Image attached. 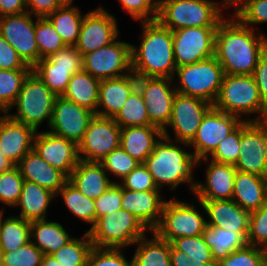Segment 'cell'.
<instances>
[{
	"label": "cell",
	"mask_w": 267,
	"mask_h": 266,
	"mask_svg": "<svg viewBox=\"0 0 267 266\" xmlns=\"http://www.w3.org/2000/svg\"><path fill=\"white\" fill-rule=\"evenodd\" d=\"M224 18L216 29L214 56L227 75H253L260 55L266 50L267 37L254 33L234 15Z\"/></svg>",
	"instance_id": "obj_1"
},
{
	"label": "cell",
	"mask_w": 267,
	"mask_h": 266,
	"mask_svg": "<svg viewBox=\"0 0 267 266\" xmlns=\"http://www.w3.org/2000/svg\"><path fill=\"white\" fill-rule=\"evenodd\" d=\"M142 41L131 47L132 72L141 77L172 78L176 71L173 34L157 20L142 22Z\"/></svg>",
	"instance_id": "obj_2"
},
{
	"label": "cell",
	"mask_w": 267,
	"mask_h": 266,
	"mask_svg": "<svg viewBox=\"0 0 267 266\" xmlns=\"http://www.w3.org/2000/svg\"><path fill=\"white\" fill-rule=\"evenodd\" d=\"M174 143L168 131L163 132V136L143 164L152 175L158 189L169 185L173 190L179 184L187 182L190 184L189 189L194 192L198 182L193 179L192 169L198 165V159L193 153L186 152Z\"/></svg>",
	"instance_id": "obj_3"
},
{
	"label": "cell",
	"mask_w": 267,
	"mask_h": 266,
	"mask_svg": "<svg viewBox=\"0 0 267 266\" xmlns=\"http://www.w3.org/2000/svg\"><path fill=\"white\" fill-rule=\"evenodd\" d=\"M221 9H225L224 1L219 5L213 0H160L156 20L171 31L218 27L224 19Z\"/></svg>",
	"instance_id": "obj_4"
},
{
	"label": "cell",
	"mask_w": 267,
	"mask_h": 266,
	"mask_svg": "<svg viewBox=\"0 0 267 266\" xmlns=\"http://www.w3.org/2000/svg\"><path fill=\"white\" fill-rule=\"evenodd\" d=\"M213 106L240 119L241 115L259 114V117L247 121L267 119V108L262 102L253 75L224 74L218 98Z\"/></svg>",
	"instance_id": "obj_5"
},
{
	"label": "cell",
	"mask_w": 267,
	"mask_h": 266,
	"mask_svg": "<svg viewBox=\"0 0 267 266\" xmlns=\"http://www.w3.org/2000/svg\"><path fill=\"white\" fill-rule=\"evenodd\" d=\"M148 230L130 212L123 209L101 216L88 230L92 244L99 248H124L146 236Z\"/></svg>",
	"instance_id": "obj_6"
},
{
	"label": "cell",
	"mask_w": 267,
	"mask_h": 266,
	"mask_svg": "<svg viewBox=\"0 0 267 266\" xmlns=\"http://www.w3.org/2000/svg\"><path fill=\"white\" fill-rule=\"evenodd\" d=\"M177 93L196 97L214 105L218 98L224 71L215 56L176 68Z\"/></svg>",
	"instance_id": "obj_7"
},
{
	"label": "cell",
	"mask_w": 267,
	"mask_h": 266,
	"mask_svg": "<svg viewBox=\"0 0 267 266\" xmlns=\"http://www.w3.org/2000/svg\"><path fill=\"white\" fill-rule=\"evenodd\" d=\"M56 95L32 71L23 83L14 105L17 114H9L16 121L33 127L36 131L44 120L50 124Z\"/></svg>",
	"instance_id": "obj_8"
},
{
	"label": "cell",
	"mask_w": 267,
	"mask_h": 266,
	"mask_svg": "<svg viewBox=\"0 0 267 266\" xmlns=\"http://www.w3.org/2000/svg\"><path fill=\"white\" fill-rule=\"evenodd\" d=\"M193 204L178 200H166L162 209L159 224L150 233L171 242L179 237L201 235L207 226L205 218Z\"/></svg>",
	"instance_id": "obj_9"
},
{
	"label": "cell",
	"mask_w": 267,
	"mask_h": 266,
	"mask_svg": "<svg viewBox=\"0 0 267 266\" xmlns=\"http://www.w3.org/2000/svg\"><path fill=\"white\" fill-rule=\"evenodd\" d=\"M236 170L263 176L267 174V120L241 123Z\"/></svg>",
	"instance_id": "obj_10"
},
{
	"label": "cell",
	"mask_w": 267,
	"mask_h": 266,
	"mask_svg": "<svg viewBox=\"0 0 267 266\" xmlns=\"http://www.w3.org/2000/svg\"><path fill=\"white\" fill-rule=\"evenodd\" d=\"M131 47L130 43L115 40L85 54L83 69L99 80L119 78L132 73Z\"/></svg>",
	"instance_id": "obj_11"
},
{
	"label": "cell",
	"mask_w": 267,
	"mask_h": 266,
	"mask_svg": "<svg viewBox=\"0 0 267 266\" xmlns=\"http://www.w3.org/2000/svg\"><path fill=\"white\" fill-rule=\"evenodd\" d=\"M120 139L121 127L114 118L94 115L78 144L79 159L100 162L112 150L120 147Z\"/></svg>",
	"instance_id": "obj_12"
},
{
	"label": "cell",
	"mask_w": 267,
	"mask_h": 266,
	"mask_svg": "<svg viewBox=\"0 0 267 266\" xmlns=\"http://www.w3.org/2000/svg\"><path fill=\"white\" fill-rule=\"evenodd\" d=\"M244 120L225 113L212 106L203 116L201 124L193 140L188 144L193 146L192 152L198 160L208 158L221 140L234 131Z\"/></svg>",
	"instance_id": "obj_13"
},
{
	"label": "cell",
	"mask_w": 267,
	"mask_h": 266,
	"mask_svg": "<svg viewBox=\"0 0 267 266\" xmlns=\"http://www.w3.org/2000/svg\"><path fill=\"white\" fill-rule=\"evenodd\" d=\"M217 27H189L172 31L177 67L214 56Z\"/></svg>",
	"instance_id": "obj_14"
},
{
	"label": "cell",
	"mask_w": 267,
	"mask_h": 266,
	"mask_svg": "<svg viewBox=\"0 0 267 266\" xmlns=\"http://www.w3.org/2000/svg\"><path fill=\"white\" fill-rule=\"evenodd\" d=\"M212 106L208 101L176 93L171 118L163 132H167V127H171L176 143L188 147L197 133L203 116Z\"/></svg>",
	"instance_id": "obj_15"
},
{
	"label": "cell",
	"mask_w": 267,
	"mask_h": 266,
	"mask_svg": "<svg viewBox=\"0 0 267 266\" xmlns=\"http://www.w3.org/2000/svg\"><path fill=\"white\" fill-rule=\"evenodd\" d=\"M27 11L0 17V34L17 51L27 66L39 61V49L35 39L36 22Z\"/></svg>",
	"instance_id": "obj_16"
},
{
	"label": "cell",
	"mask_w": 267,
	"mask_h": 266,
	"mask_svg": "<svg viewBox=\"0 0 267 266\" xmlns=\"http://www.w3.org/2000/svg\"><path fill=\"white\" fill-rule=\"evenodd\" d=\"M172 78L137 76V88L141 92L147 106L150 122L164 129L170 121L173 101L176 96ZM169 84V85H168Z\"/></svg>",
	"instance_id": "obj_17"
},
{
	"label": "cell",
	"mask_w": 267,
	"mask_h": 266,
	"mask_svg": "<svg viewBox=\"0 0 267 266\" xmlns=\"http://www.w3.org/2000/svg\"><path fill=\"white\" fill-rule=\"evenodd\" d=\"M117 19L104 8H97L84 15L75 48L84 56L104 47L118 38Z\"/></svg>",
	"instance_id": "obj_18"
},
{
	"label": "cell",
	"mask_w": 267,
	"mask_h": 266,
	"mask_svg": "<svg viewBox=\"0 0 267 266\" xmlns=\"http://www.w3.org/2000/svg\"><path fill=\"white\" fill-rule=\"evenodd\" d=\"M94 115L95 113L87 108L79 106L62 96H57L49 124L50 131L78 145L82 141Z\"/></svg>",
	"instance_id": "obj_19"
},
{
	"label": "cell",
	"mask_w": 267,
	"mask_h": 266,
	"mask_svg": "<svg viewBox=\"0 0 267 266\" xmlns=\"http://www.w3.org/2000/svg\"><path fill=\"white\" fill-rule=\"evenodd\" d=\"M33 150L48 164L63 172L67 177L77 166L78 145L51 131L36 132Z\"/></svg>",
	"instance_id": "obj_20"
},
{
	"label": "cell",
	"mask_w": 267,
	"mask_h": 266,
	"mask_svg": "<svg viewBox=\"0 0 267 266\" xmlns=\"http://www.w3.org/2000/svg\"><path fill=\"white\" fill-rule=\"evenodd\" d=\"M0 116V148L4 155L17 165L21 159L33 150L36 130L16 121L8 114Z\"/></svg>",
	"instance_id": "obj_21"
},
{
	"label": "cell",
	"mask_w": 267,
	"mask_h": 266,
	"mask_svg": "<svg viewBox=\"0 0 267 266\" xmlns=\"http://www.w3.org/2000/svg\"><path fill=\"white\" fill-rule=\"evenodd\" d=\"M198 203L210 218L207 221L208 226L240 233L247 240L251 212L242 209L232 199L198 201Z\"/></svg>",
	"instance_id": "obj_22"
},
{
	"label": "cell",
	"mask_w": 267,
	"mask_h": 266,
	"mask_svg": "<svg viewBox=\"0 0 267 266\" xmlns=\"http://www.w3.org/2000/svg\"><path fill=\"white\" fill-rule=\"evenodd\" d=\"M206 182L197 183L194 194L198 201L230 200L233 196L236 167L211 160L206 169Z\"/></svg>",
	"instance_id": "obj_23"
},
{
	"label": "cell",
	"mask_w": 267,
	"mask_h": 266,
	"mask_svg": "<svg viewBox=\"0 0 267 266\" xmlns=\"http://www.w3.org/2000/svg\"><path fill=\"white\" fill-rule=\"evenodd\" d=\"M160 191H131L123 189L121 207L132 213L149 231L159 224L165 200Z\"/></svg>",
	"instance_id": "obj_24"
},
{
	"label": "cell",
	"mask_w": 267,
	"mask_h": 266,
	"mask_svg": "<svg viewBox=\"0 0 267 266\" xmlns=\"http://www.w3.org/2000/svg\"><path fill=\"white\" fill-rule=\"evenodd\" d=\"M136 88L137 76L133 72L119 78L101 80L96 115L114 118Z\"/></svg>",
	"instance_id": "obj_25"
},
{
	"label": "cell",
	"mask_w": 267,
	"mask_h": 266,
	"mask_svg": "<svg viewBox=\"0 0 267 266\" xmlns=\"http://www.w3.org/2000/svg\"><path fill=\"white\" fill-rule=\"evenodd\" d=\"M24 180L33 182L57 195L68 177L43 160L34 150L27 153L16 165Z\"/></svg>",
	"instance_id": "obj_26"
},
{
	"label": "cell",
	"mask_w": 267,
	"mask_h": 266,
	"mask_svg": "<svg viewBox=\"0 0 267 266\" xmlns=\"http://www.w3.org/2000/svg\"><path fill=\"white\" fill-rule=\"evenodd\" d=\"M68 181L84 196L97 199L116 181H110L100 162L80 160L68 177Z\"/></svg>",
	"instance_id": "obj_27"
},
{
	"label": "cell",
	"mask_w": 267,
	"mask_h": 266,
	"mask_svg": "<svg viewBox=\"0 0 267 266\" xmlns=\"http://www.w3.org/2000/svg\"><path fill=\"white\" fill-rule=\"evenodd\" d=\"M163 136V130L155 125L121 128L120 146L140 163L154 150Z\"/></svg>",
	"instance_id": "obj_28"
},
{
	"label": "cell",
	"mask_w": 267,
	"mask_h": 266,
	"mask_svg": "<svg viewBox=\"0 0 267 266\" xmlns=\"http://www.w3.org/2000/svg\"><path fill=\"white\" fill-rule=\"evenodd\" d=\"M232 200L249 212L261 208L267 201L265 177L237 170Z\"/></svg>",
	"instance_id": "obj_29"
},
{
	"label": "cell",
	"mask_w": 267,
	"mask_h": 266,
	"mask_svg": "<svg viewBox=\"0 0 267 266\" xmlns=\"http://www.w3.org/2000/svg\"><path fill=\"white\" fill-rule=\"evenodd\" d=\"M54 197H57V195L50 190L24 180L20 198L16 205L21 207L19 216L29 222L46 219L47 208Z\"/></svg>",
	"instance_id": "obj_30"
},
{
	"label": "cell",
	"mask_w": 267,
	"mask_h": 266,
	"mask_svg": "<svg viewBox=\"0 0 267 266\" xmlns=\"http://www.w3.org/2000/svg\"><path fill=\"white\" fill-rule=\"evenodd\" d=\"M100 82L101 80L82 69L72 75L62 97L87 108L96 115Z\"/></svg>",
	"instance_id": "obj_31"
},
{
	"label": "cell",
	"mask_w": 267,
	"mask_h": 266,
	"mask_svg": "<svg viewBox=\"0 0 267 266\" xmlns=\"http://www.w3.org/2000/svg\"><path fill=\"white\" fill-rule=\"evenodd\" d=\"M72 238L58 222H47L46 219L30 222V241L44 255L53 254Z\"/></svg>",
	"instance_id": "obj_32"
},
{
	"label": "cell",
	"mask_w": 267,
	"mask_h": 266,
	"mask_svg": "<svg viewBox=\"0 0 267 266\" xmlns=\"http://www.w3.org/2000/svg\"><path fill=\"white\" fill-rule=\"evenodd\" d=\"M59 33L66 46H75L84 15L78 7L73 6V0H68L63 6L46 16Z\"/></svg>",
	"instance_id": "obj_33"
},
{
	"label": "cell",
	"mask_w": 267,
	"mask_h": 266,
	"mask_svg": "<svg viewBox=\"0 0 267 266\" xmlns=\"http://www.w3.org/2000/svg\"><path fill=\"white\" fill-rule=\"evenodd\" d=\"M153 238H140L132 258L133 266H172L170 251L171 242L159 238L153 233Z\"/></svg>",
	"instance_id": "obj_34"
},
{
	"label": "cell",
	"mask_w": 267,
	"mask_h": 266,
	"mask_svg": "<svg viewBox=\"0 0 267 266\" xmlns=\"http://www.w3.org/2000/svg\"><path fill=\"white\" fill-rule=\"evenodd\" d=\"M202 236L211 248L216 263L247 244V240L240 233L208 225L204 228Z\"/></svg>",
	"instance_id": "obj_35"
},
{
	"label": "cell",
	"mask_w": 267,
	"mask_h": 266,
	"mask_svg": "<svg viewBox=\"0 0 267 266\" xmlns=\"http://www.w3.org/2000/svg\"><path fill=\"white\" fill-rule=\"evenodd\" d=\"M4 210L0 211V250H17L30 241V222L21 217L10 216L3 219Z\"/></svg>",
	"instance_id": "obj_36"
},
{
	"label": "cell",
	"mask_w": 267,
	"mask_h": 266,
	"mask_svg": "<svg viewBox=\"0 0 267 266\" xmlns=\"http://www.w3.org/2000/svg\"><path fill=\"white\" fill-rule=\"evenodd\" d=\"M83 68L56 67L47 58L40 59L32 71L56 96H62L67 88L70 78Z\"/></svg>",
	"instance_id": "obj_37"
},
{
	"label": "cell",
	"mask_w": 267,
	"mask_h": 266,
	"mask_svg": "<svg viewBox=\"0 0 267 266\" xmlns=\"http://www.w3.org/2000/svg\"><path fill=\"white\" fill-rule=\"evenodd\" d=\"M114 120L121 128L153 125L149 120L147 106L138 88L130 94Z\"/></svg>",
	"instance_id": "obj_38"
},
{
	"label": "cell",
	"mask_w": 267,
	"mask_h": 266,
	"mask_svg": "<svg viewBox=\"0 0 267 266\" xmlns=\"http://www.w3.org/2000/svg\"><path fill=\"white\" fill-rule=\"evenodd\" d=\"M57 194H61L65 205L77 218L92 224L91 228L95 225L96 208L94 199L84 196L69 181Z\"/></svg>",
	"instance_id": "obj_39"
},
{
	"label": "cell",
	"mask_w": 267,
	"mask_h": 266,
	"mask_svg": "<svg viewBox=\"0 0 267 266\" xmlns=\"http://www.w3.org/2000/svg\"><path fill=\"white\" fill-rule=\"evenodd\" d=\"M32 69H0V111L8 113L13 107L24 81Z\"/></svg>",
	"instance_id": "obj_40"
},
{
	"label": "cell",
	"mask_w": 267,
	"mask_h": 266,
	"mask_svg": "<svg viewBox=\"0 0 267 266\" xmlns=\"http://www.w3.org/2000/svg\"><path fill=\"white\" fill-rule=\"evenodd\" d=\"M82 239L73 237L62 248L51 255L62 266H87L89 254L94 246L88 231H86Z\"/></svg>",
	"instance_id": "obj_41"
},
{
	"label": "cell",
	"mask_w": 267,
	"mask_h": 266,
	"mask_svg": "<svg viewBox=\"0 0 267 266\" xmlns=\"http://www.w3.org/2000/svg\"><path fill=\"white\" fill-rule=\"evenodd\" d=\"M36 19L35 39L40 60L65 48L66 44L46 17H37Z\"/></svg>",
	"instance_id": "obj_42"
},
{
	"label": "cell",
	"mask_w": 267,
	"mask_h": 266,
	"mask_svg": "<svg viewBox=\"0 0 267 266\" xmlns=\"http://www.w3.org/2000/svg\"><path fill=\"white\" fill-rule=\"evenodd\" d=\"M267 254L261 247L246 244L225 259L216 263V266H266Z\"/></svg>",
	"instance_id": "obj_43"
},
{
	"label": "cell",
	"mask_w": 267,
	"mask_h": 266,
	"mask_svg": "<svg viewBox=\"0 0 267 266\" xmlns=\"http://www.w3.org/2000/svg\"><path fill=\"white\" fill-rule=\"evenodd\" d=\"M176 249L185 252L192 261L202 263H216L211 248L206 244L202 234L194 237H179L171 241Z\"/></svg>",
	"instance_id": "obj_44"
},
{
	"label": "cell",
	"mask_w": 267,
	"mask_h": 266,
	"mask_svg": "<svg viewBox=\"0 0 267 266\" xmlns=\"http://www.w3.org/2000/svg\"><path fill=\"white\" fill-rule=\"evenodd\" d=\"M240 137L241 124L227 137L220 141L215 151L208 158L198 160V165H200L199 163L202 160L208 162L211 156V160L214 162L234 165L237 162L240 154Z\"/></svg>",
	"instance_id": "obj_45"
},
{
	"label": "cell",
	"mask_w": 267,
	"mask_h": 266,
	"mask_svg": "<svg viewBox=\"0 0 267 266\" xmlns=\"http://www.w3.org/2000/svg\"><path fill=\"white\" fill-rule=\"evenodd\" d=\"M100 163L105 170L110 172V175H115L121 180L140 164L139 161L126 153L121 146L112 150Z\"/></svg>",
	"instance_id": "obj_46"
},
{
	"label": "cell",
	"mask_w": 267,
	"mask_h": 266,
	"mask_svg": "<svg viewBox=\"0 0 267 266\" xmlns=\"http://www.w3.org/2000/svg\"><path fill=\"white\" fill-rule=\"evenodd\" d=\"M24 178L17 166L0 173V203L8 206L17 205L22 191Z\"/></svg>",
	"instance_id": "obj_47"
},
{
	"label": "cell",
	"mask_w": 267,
	"mask_h": 266,
	"mask_svg": "<svg viewBox=\"0 0 267 266\" xmlns=\"http://www.w3.org/2000/svg\"><path fill=\"white\" fill-rule=\"evenodd\" d=\"M3 253V266H40L44 254L31 241L18 248Z\"/></svg>",
	"instance_id": "obj_48"
},
{
	"label": "cell",
	"mask_w": 267,
	"mask_h": 266,
	"mask_svg": "<svg viewBox=\"0 0 267 266\" xmlns=\"http://www.w3.org/2000/svg\"><path fill=\"white\" fill-rule=\"evenodd\" d=\"M247 244L261 248L267 245V201L250 213Z\"/></svg>",
	"instance_id": "obj_49"
},
{
	"label": "cell",
	"mask_w": 267,
	"mask_h": 266,
	"mask_svg": "<svg viewBox=\"0 0 267 266\" xmlns=\"http://www.w3.org/2000/svg\"><path fill=\"white\" fill-rule=\"evenodd\" d=\"M234 16L245 26L250 25V28L267 23V0H249L234 12Z\"/></svg>",
	"instance_id": "obj_50"
},
{
	"label": "cell",
	"mask_w": 267,
	"mask_h": 266,
	"mask_svg": "<svg viewBox=\"0 0 267 266\" xmlns=\"http://www.w3.org/2000/svg\"><path fill=\"white\" fill-rule=\"evenodd\" d=\"M87 266H133V260L127 261L121 248L93 247Z\"/></svg>",
	"instance_id": "obj_51"
},
{
	"label": "cell",
	"mask_w": 267,
	"mask_h": 266,
	"mask_svg": "<svg viewBox=\"0 0 267 266\" xmlns=\"http://www.w3.org/2000/svg\"><path fill=\"white\" fill-rule=\"evenodd\" d=\"M123 189L131 191H160L155 185L147 167L140 163L119 183Z\"/></svg>",
	"instance_id": "obj_52"
},
{
	"label": "cell",
	"mask_w": 267,
	"mask_h": 266,
	"mask_svg": "<svg viewBox=\"0 0 267 266\" xmlns=\"http://www.w3.org/2000/svg\"><path fill=\"white\" fill-rule=\"evenodd\" d=\"M123 188L119 183H113L107 191L95 199L96 221L101 216L111 214L122 209Z\"/></svg>",
	"instance_id": "obj_53"
},
{
	"label": "cell",
	"mask_w": 267,
	"mask_h": 266,
	"mask_svg": "<svg viewBox=\"0 0 267 266\" xmlns=\"http://www.w3.org/2000/svg\"><path fill=\"white\" fill-rule=\"evenodd\" d=\"M120 3L135 20L146 22L156 20L160 0H120Z\"/></svg>",
	"instance_id": "obj_54"
},
{
	"label": "cell",
	"mask_w": 267,
	"mask_h": 266,
	"mask_svg": "<svg viewBox=\"0 0 267 266\" xmlns=\"http://www.w3.org/2000/svg\"><path fill=\"white\" fill-rule=\"evenodd\" d=\"M47 59L56 67L83 68V56L76 50L75 46H66L51 54Z\"/></svg>",
	"instance_id": "obj_55"
},
{
	"label": "cell",
	"mask_w": 267,
	"mask_h": 266,
	"mask_svg": "<svg viewBox=\"0 0 267 266\" xmlns=\"http://www.w3.org/2000/svg\"><path fill=\"white\" fill-rule=\"evenodd\" d=\"M0 69H32L19 57L17 51L0 34Z\"/></svg>",
	"instance_id": "obj_56"
},
{
	"label": "cell",
	"mask_w": 267,
	"mask_h": 266,
	"mask_svg": "<svg viewBox=\"0 0 267 266\" xmlns=\"http://www.w3.org/2000/svg\"><path fill=\"white\" fill-rule=\"evenodd\" d=\"M68 0H26L27 12L36 17H46Z\"/></svg>",
	"instance_id": "obj_57"
},
{
	"label": "cell",
	"mask_w": 267,
	"mask_h": 266,
	"mask_svg": "<svg viewBox=\"0 0 267 266\" xmlns=\"http://www.w3.org/2000/svg\"><path fill=\"white\" fill-rule=\"evenodd\" d=\"M253 77L259 89L262 102L267 108V49L260 55Z\"/></svg>",
	"instance_id": "obj_58"
},
{
	"label": "cell",
	"mask_w": 267,
	"mask_h": 266,
	"mask_svg": "<svg viewBox=\"0 0 267 266\" xmlns=\"http://www.w3.org/2000/svg\"><path fill=\"white\" fill-rule=\"evenodd\" d=\"M170 258L172 266H216V263H202L192 261L191 258L183 251L176 250L171 245Z\"/></svg>",
	"instance_id": "obj_59"
},
{
	"label": "cell",
	"mask_w": 267,
	"mask_h": 266,
	"mask_svg": "<svg viewBox=\"0 0 267 266\" xmlns=\"http://www.w3.org/2000/svg\"><path fill=\"white\" fill-rule=\"evenodd\" d=\"M26 0H0V17L26 12Z\"/></svg>",
	"instance_id": "obj_60"
},
{
	"label": "cell",
	"mask_w": 267,
	"mask_h": 266,
	"mask_svg": "<svg viewBox=\"0 0 267 266\" xmlns=\"http://www.w3.org/2000/svg\"><path fill=\"white\" fill-rule=\"evenodd\" d=\"M16 165H14L13 162H11V160H9L4 153L2 152L1 148H0V173L1 172H7L10 169H12L13 167H15Z\"/></svg>",
	"instance_id": "obj_61"
},
{
	"label": "cell",
	"mask_w": 267,
	"mask_h": 266,
	"mask_svg": "<svg viewBox=\"0 0 267 266\" xmlns=\"http://www.w3.org/2000/svg\"><path fill=\"white\" fill-rule=\"evenodd\" d=\"M40 266H62L52 255H44Z\"/></svg>",
	"instance_id": "obj_62"
},
{
	"label": "cell",
	"mask_w": 267,
	"mask_h": 266,
	"mask_svg": "<svg viewBox=\"0 0 267 266\" xmlns=\"http://www.w3.org/2000/svg\"><path fill=\"white\" fill-rule=\"evenodd\" d=\"M249 0H224V3H225V8L227 7H231L232 6H236V8L234 9L235 12L245 3Z\"/></svg>",
	"instance_id": "obj_63"
},
{
	"label": "cell",
	"mask_w": 267,
	"mask_h": 266,
	"mask_svg": "<svg viewBox=\"0 0 267 266\" xmlns=\"http://www.w3.org/2000/svg\"><path fill=\"white\" fill-rule=\"evenodd\" d=\"M0 266H3V253L0 250Z\"/></svg>",
	"instance_id": "obj_64"
},
{
	"label": "cell",
	"mask_w": 267,
	"mask_h": 266,
	"mask_svg": "<svg viewBox=\"0 0 267 266\" xmlns=\"http://www.w3.org/2000/svg\"><path fill=\"white\" fill-rule=\"evenodd\" d=\"M266 191H267V174L265 175Z\"/></svg>",
	"instance_id": "obj_65"
},
{
	"label": "cell",
	"mask_w": 267,
	"mask_h": 266,
	"mask_svg": "<svg viewBox=\"0 0 267 266\" xmlns=\"http://www.w3.org/2000/svg\"><path fill=\"white\" fill-rule=\"evenodd\" d=\"M265 253L267 254V245L263 248Z\"/></svg>",
	"instance_id": "obj_66"
}]
</instances>
